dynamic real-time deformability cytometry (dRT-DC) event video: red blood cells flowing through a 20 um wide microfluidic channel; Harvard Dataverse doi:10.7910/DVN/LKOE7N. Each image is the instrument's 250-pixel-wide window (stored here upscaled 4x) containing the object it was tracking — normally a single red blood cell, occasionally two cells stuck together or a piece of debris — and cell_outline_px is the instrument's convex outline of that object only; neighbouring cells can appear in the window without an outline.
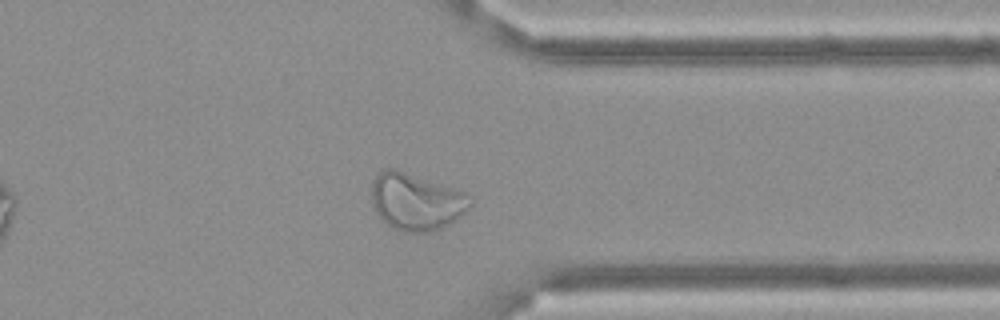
{"species": "Egyptian fruit bat (a non-hibernating species)", "species_latin": "Rousettus aegyptiacus", "temperature_condition": "cold", "stored_images_in_passage": 54, "camera_frame_rate_fps": 3000, "um_per_image_px": 0.085, "frame": {"image": 1, "passage_image": 42, "time_ms": 13.667, "image_size_px": [1000, 320], "cell_outline_px": [[472, 204], [460, 216], [448, 224], [440, 228], [428, 232], [400, 232], [392, 228], [372, 208], [372, 180], [376, 172], [384, 168], [396, 168], [464, 192], [472, 200]], "centroid_in_image_um": [35.32, 17.12], "position_along_channel_um": 376.1, "area_um2": 32.77}}
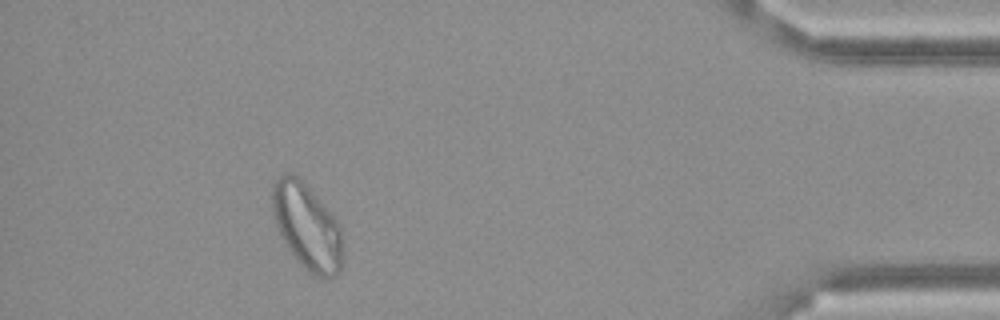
{"frame": {"image": 2, "passage_image": 49, "time_ms": 16.0, "image_size_px": [1000, 320], "cell_outline_px": [[344, 256], [340, 268], [336, 276], [328, 280], [312, 276], [296, 260], [288, 248], [276, 224], [272, 212], [272, 184], [276, 176], [284, 172], [288, 172], [296, 176], [332, 212], [340, 224], [344, 252]], "centroid_in_image_um": [26.12, 19.3], "position_along_channel_um": 409.1, "area_um2": 35.84}}